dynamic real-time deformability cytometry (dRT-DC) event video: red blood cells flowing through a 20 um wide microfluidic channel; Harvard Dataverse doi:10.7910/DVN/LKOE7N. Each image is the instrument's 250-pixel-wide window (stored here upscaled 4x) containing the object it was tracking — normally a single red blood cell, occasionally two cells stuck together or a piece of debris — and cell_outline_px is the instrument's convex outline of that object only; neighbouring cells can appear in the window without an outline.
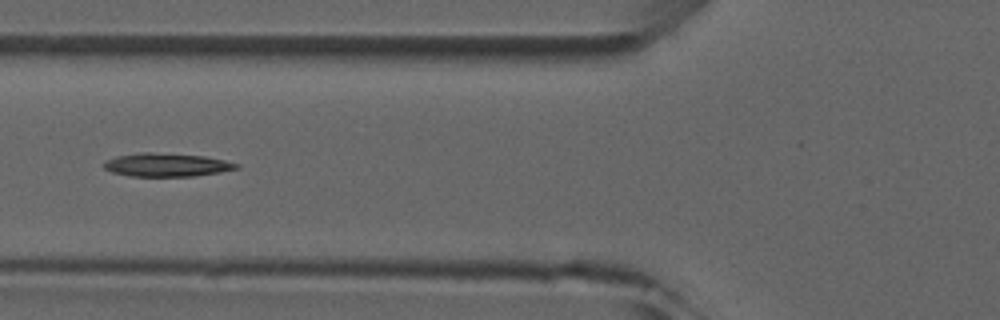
{"species": "common noctule bat (a hibernating species)", "species_latin": "Nyctalus noctula", "temperature_condition": "room temperature", "stored_images_in_passage": 6, "camera_frame_rate_fps": 3000, "um_per_image_px": 0.085, "animal": {"sex": "male", "forearm_length_mm": 52.5}, "frame": {"image": 1, "passage_image": 6, "time_ms": 5.667, "image_size_px": [1000, 320], "cell_outline_px": [[240, 168], [220, 172], [192, 176], [128, 176], [112, 172], [104, 168], [100, 164], [104, 160], [116, 156], [140, 152], [152, 152], [204, 156], [224, 160], [240, 164]], "centroid_in_image_um": [14.11, 14.01], "position_along_channel_um": 111.7, "area_um2": 18.21}}